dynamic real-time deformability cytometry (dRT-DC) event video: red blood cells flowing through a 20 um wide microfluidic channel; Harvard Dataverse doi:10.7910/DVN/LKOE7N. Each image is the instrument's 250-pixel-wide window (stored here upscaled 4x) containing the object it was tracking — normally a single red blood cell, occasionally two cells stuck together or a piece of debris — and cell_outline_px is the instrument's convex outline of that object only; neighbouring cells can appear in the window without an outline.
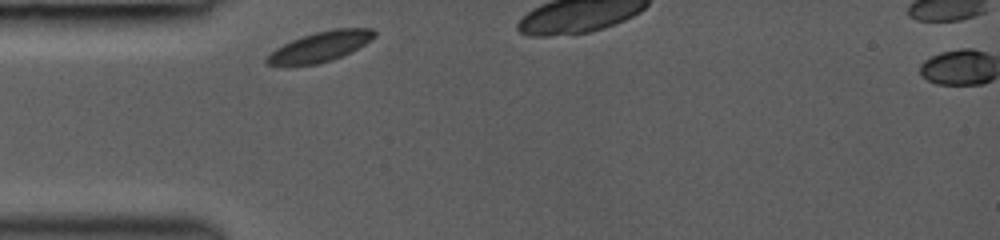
{"species": "common noctule bat (a hibernating species)", "species_latin": "Nyctalus noctula", "temperature_condition": "room temperature", "stored_images_in_passage": 8, "camera_frame_rate_fps": 3000, "um_per_image_px": 0.085, "animal": {"sex": "female", "body_mass_g": 19.0, "forearm_length_mm": 53.3}, "frame": {"image": 1, "passage_image": 1, "time_ms": 0.0, "image_size_px": [1000, 240], "cell_outline_px": [[376, 36], [372, 40], [332, 60], [316, 64], [268, 64], [264, 60], [276, 48], [300, 36], [332, 28], [372, 28], [376, 32]], "centroid_in_image_um": [27.26, 3.93], "position_along_channel_um": 57.7, "area_um2": 18.38}}
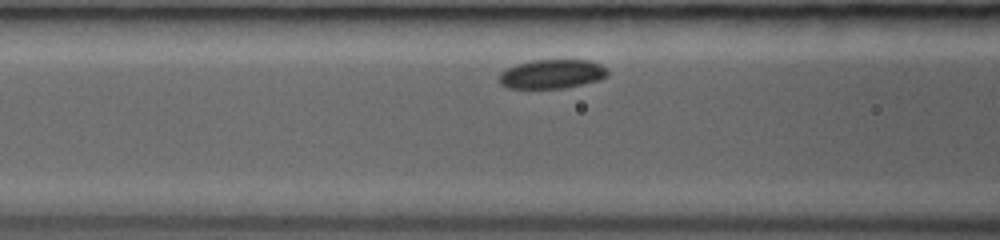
{"frame": {"image": 2, "passage_image": 6, "time_ms": 1.667, "image_size_px": [1000, 240], "cell_outline_px": [[608, 76], [600, 80], [564, 88], [508, 88], [500, 84], [496, 80], [500, 72], [516, 64], [532, 60], [588, 60], [600, 64], [608, 72]], "centroid_in_image_um": [46.87, 6.29], "position_along_channel_um": 119.7, "area_um2": 18.5}}